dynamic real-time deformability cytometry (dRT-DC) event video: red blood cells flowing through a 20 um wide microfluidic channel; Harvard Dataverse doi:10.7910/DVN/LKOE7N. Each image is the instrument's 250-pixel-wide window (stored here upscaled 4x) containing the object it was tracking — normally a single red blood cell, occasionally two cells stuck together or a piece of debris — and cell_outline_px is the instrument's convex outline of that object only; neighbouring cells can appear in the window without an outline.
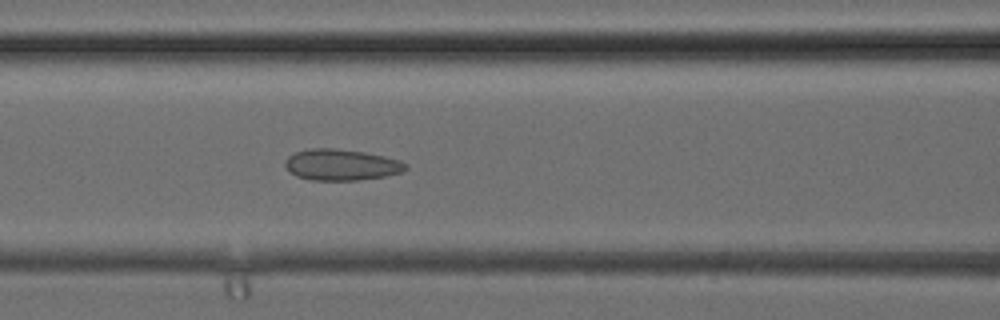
{"species": "common noctule bat (a hibernating species)", "species_latin": "Nyctalus noctula", "temperature_condition": "cold", "stored_images_in_passage": 25, "camera_frame_rate_fps": 3000, "um_per_image_px": 0.085, "animal": {"sex": "female", "body_mass_g": 24.6, "forearm_length_mm": 56.2}, "frame": {"image": 1, "passage_image": 15, "time_ms": 4.667, "image_size_px": [1000, 320], "cell_outline_px": [[408, 168], [400, 172], [384, 176], [360, 180], [312, 180], [296, 176], [288, 172], [284, 164], [284, 160], [288, 156], [296, 152], [312, 148], [332, 148], [364, 152], [384, 156], [400, 160], [408, 164]], "centroid_in_image_um": [28.99, 14.01], "position_along_channel_um": 137.6, "area_um2": 21.96}}
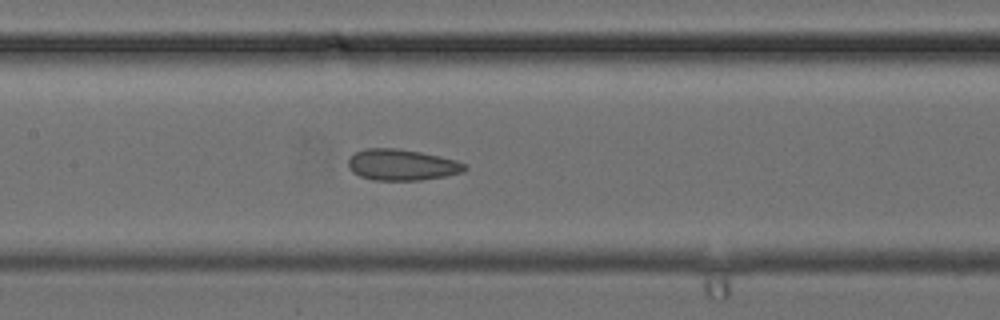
{"frame": {"image": 2, "passage_image": 17, "time_ms": 5.333, "image_size_px": [1000, 320], "cell_outline_px": [[468, 168], [464, 172], [444, 176], [420, 180], [372, 180], [360, 176], [352, 172], [348, 168], [348, 160], [356, 152], [364, 148], [396, 148], [420, 152], [440, 156], [456, 160], [468, 164]], "centroid_in_image_um": [34.17, 14.01], "position_along_channel_um": 173.2, "area_um2": 21.27}}
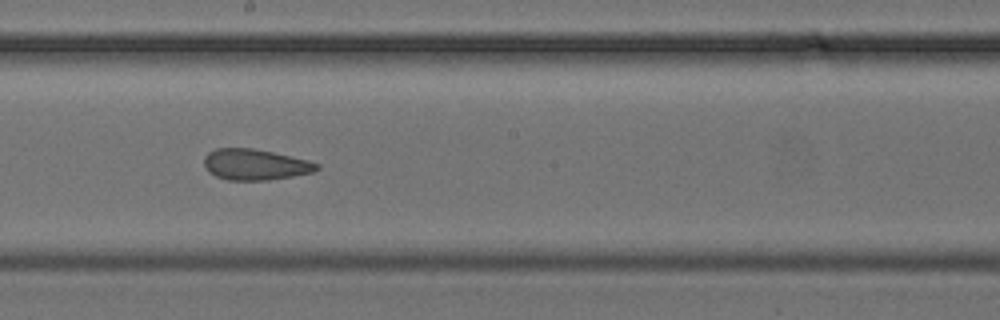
{"frame": {"image": 3, "passage_image": 20, "time_ms": 6.333, "image_size_px": [1000, 320], "cell_outline_px": [[320, 168], [312, 172], [292, 176], [268, 180], [228, 180], [216, 176], [208, 172], [204, 164], [204, 156], [208, 152], [216, 148], [252, 148], [272, 152], [308, 160], [320, 164]], "centroid_in_image_um": [21.67, 13.98], "position_along_channel_um": 226.5, "area_um2": 20.29}}